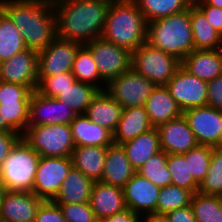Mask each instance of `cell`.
<instances>
[{
  "instance_id": "1",
  "label": "cell",
  "mask_w": 222,
  "mask_h": 222,
  "mask_svg": "<svg viewBox=\"0 0 222 222\" xmlns=\"http://www.w3.org/2000/svg\"><path fill=\"white\" fill-rule=\"evenodd\" d=\"M112 0H53L56 37L85 45L101 38Z\"/></svg>"
},
{
  "instance_id": "2",
  "label": "cell",
  "mask_w": 222,
  "mask_h": 222,
  "mask_svg": "<svg viewBox=\"0 0 222 222\" xmlns=\"http://www.w3.org/2000/svg\"><path fill=\"white\" fill-rule=\"evenodd\" d=\"M2 11L19 29L27 49H45L56 38L53 0H0Z\"/></svg>"
},
{
  "instance_id": "3",
  "label": "cell",
  "mask_w": 222,
  "mask_h": 222,
  "mask_svg": "<svg viewBox=\"0 0 222 222\" xmlns=\"http://www.w3.org/2000/svg\"><path fill=\"white\" fill-rule=\"evenodd\" d=\"M101 37L135 51L146 43L147 21L133 0H112Z\"/></svg>"
},
{
  "instance_id": "4",
  "label": "cell",
  "mask_w": 222,
  "mask_h": 222,
  "mask_svg": "<svg viewBox=\"0 0 222 222\" xmlns=\"http://www.w3.org/2000/svg\"><path fill=\"white\" fill-rule=\"evenodd\" d=\"M146 42L182 61L194 50L190 7L183 12L147 23Z\"/></svg>"
},
{
  "instance_id": "5",
  "label": "cell",
  "mask_w": 222,
  "mask_h": 222,
  "mask_svg": "<svg viewBox=\"0 0 222 222\" xmlns=\"http://www.w3.org/2000/svg\"><path fill=\"white\" fill-rule=\"evenodd\" d=\"M40 157L20 139L0 165V180L5 189L32 192Z\"/></svg>"
},
{
  "instance_id": "6",
  "label": "cell",
  "mask_w": 222,
  "mask_h": 222,
  "mask_svg": "<svg viewBox=\"0 0 222 222\" xmlns=\"http://www.w3.org/2000/svg\"><path fill=\"white\" fill-rule=\"evenodd\" d=\"M21 139L43 157H71L75 148L69 124L28 126Z\"/></svg>"
},
{
  "instance_id": "7",
  "label": "cell",
  "mask_w": 222,
  "mask_h": 222,
  "mask_svg": "<svg viewBox=\"0 0 222 222\" xmlns=\"http://www.w3.org/2000/svg\"><path fill=\"white\" fill-rule=\"evenodd\" d=\"M180 66L178 58L151 47L147 42L131 54V68L155 85H166Z\"/></svg>"
},
{
  "instance_id": "8",
  "label": "cell",
  "mask_w": 222,
  "mask_h": 222,
  "mask_svg": "<svg viewBox=\"0 0 222 222\" xmlns=\"http://www.w3.org/2000/svg\"><path fill=\"white\" fill-rule=\"evenodd\" d=\"M155 86L152 81L130 68L110 80L106 84L105 92L126 109L145 106Z\"/></svg>"
},
{
  "instance_id": "9",
  "label": "cell",
  "mask_w": 222,
  "mask_h": 222,
  "mask_svg": "<svg viewBox=\"0 0 222 222\" xmlns=\"http://www.w3.org/2000/svg\"><path fill=\"white\" fill-rule=\"evenodd\" d=\"M85 46L91 51L100 78L106 84L131 68L132 52L126 48L107 42L102 37Z\"/></svg>"
},
{
  "instance_id": "10",
  "label": "cell",
  "mask_w": 222,
  "mask_h": 222,
  "mask_svg": "<svg viewBox=\"0 0 222 222\" xmlns=\"http://www.w3.org/2000/svg\"><path fill=\"white\" fill-rule=\"evenodd\" d=\"M73 168L71 157H40L33 190L44 201L53 200L61 184Z\"/></svg>"
},
{
  "instance_id": "11",
  "label": "cell",
  "mask_w": 222,
  "mask_h": 222,
  "mask_svg": "<svg viewBox=\"0 0 222 222\" xmlns=\"http://www.w3.org/2000/svg\"><path fill=\"white\" fill-rule=\"evenodd\" d=\"M166 87L182 111L207 106L208 82L192 75L182 65Z\"/></svg>"
},
{
  "instance_id": "12",
  "label": "cell",
  "mask_w": 222,
  "mask_h": 222,
  "mask_svg": "<svg viewBox=\"0 0 222 222\" xmlns=\"http://www.w3.org/2000/svg\"><path fill=\"white\" fill-rule=\"evenodd\" d=\"M199 145L222 147V111L210 106L183 111Z\"/></svg>"
},
{
  "instance_id": "13",
  "label": "cell",
  "mask_w": 222,
  "mask_h": 222,
  "mask_svg": "<svg viewBox=\"0 0 222 222\" xmlns=\"http://www.w3.org/2000/svg\"><path fill=\"white\" fill-rule=\"evenodd\" d=\"M80 43L56 37L38 52V76H52L71 72Z\"/></svg>"
},
{
  "instance_id": "14",
  "label": "cell",
  "mask_w": 222,
  "mask_h": 222,
  "mask_svg": "<svg viewBox=\"0 0 222 222\" xmlns=\"http://www.w3.org/2000/svg\"><path fill=\"white\" fill-rule=\"evenodd\" d=\"M77 114L56 98L46 97L36 90L29 101L28 126L70 124Z\"/></svg>"
},
{
  "instance_id": "15",
  "label": "cell",
  "mask_w": 222,
  "mask_h": 222,
  "mask_svg": "<svg viewBox=\"0 0 222 222\" xmlns=\"http://www.w3.org/2000/svg\"><path fill=\"white\" fill-rule=\"evenodd\" d=\"M0 80L27 86L35 91L38 85V52L25 49L1 62Z\"/></svg>"
},
{
  "instance_id": "16",
  "label": "cell",
  "mask_w": 222,
  "mask_h": 222,
  "mask_svg": "<svg viewBox=\"0 0 222 222\" xmlns=\"http://www.w3.org/2000/svg\"><path fill=\"white\" fill-rule=\"evenodd\" d=\"M160 189L150 180L135 172L123 187L126 208L138 214L142 219L156 215Z\"/></svg>"
},
{
  "instance_id": "17",
  "label": "cell",
  "mask_w": 222,
  "mask_h": 222,
  "mask_svg": "<svg viewBox=\"0 0 222 222\" xmlns=\"http://www.w3.org/2000/svg\"><path fill=\"white\" fill-rule=\"evenodd\" d=\"M43 201L32 192L6 190L0 204V222H34Z\"/></svg>"
},
{
  "instance_id": "18",
  "label": "cell",
  "mask_w": 222,
  "mask_h": 222,
  "mask_svg": "<svg viewBox=\"0 0 222 222\" xmlns=\"http://www.w3.org/2000/svg\"><path fill=\"white\" fill-rule=\"evenodd\" d=\"M160 149L167 154H185L199 145L183 114L157 127Z\"/></svg>"
},
{
  "instance_id": "19",
  "label": "cell",
  "mask_w": 222,
  "mask_h": 222,
  "mask_svg": "<svg viewBox=\"0 0 222 222\" xmlns=\"http://www.w3.org/2000/svg\"><path fill=\"white\" fill-rule=\"evenodd\" d=\"M89 203L98 221L127 209L123 188L100 181H95Z\"/></svg>"
},
{
  "instance_id": "20",
  "label": "cell",
  "mask_w": 222,
  "mask_h": 222,
  "mask_svg": "<svg viewBox=\"0 0 222 222\" xmlns=\"http://www.w3.org/2000/svg\"><path fill=\"white\" fill-rule=\"evenodd\" d=\"M145 108L154 128L183 114L166 85H156L147 98Z\"/></svg>"
},
{
  "instance_id": "21",
  "label": "cell",
  "mask_w": 222,
  "mask_h": 222,
  "mask_svg": "<svg viewBox=\"0 0 222 222\" xmlns=\"http://www.w3.org/2000/svg\"><path fill=\"white\" fill-rule=\"evenodd\" d=\"M135 172L122 145L111 144L107 148L100 182L123 188Z\"/></svg>"
},
{
  "instance_id": "22",
  "label": "cell",
  "mask_w": 222,
  "mask_h": 222,
  "mask_svg": "<svg viewBox=\"0 0 222 222\" xmlns=\"http://www.w3.org/2000/svg\"><path fill=\"white\" fill-rule=\"evenodd\" d=\"M181 65L192 75L209 82L222 75V48L193 50L181 61Z\"/></svg>"
},
{
  "instance_id": "23",
  "label": "cell",
  "mask_w": 222,
  "mask_h": 222,
  "mask_svg": "<svg viewBox=\"0 0 222 222\" xmlns=\"http://www.w3.org/2000/svg\"><path fill=\"white\" fill-rule=\"evenodd\" d=\"M154 128L145 106L123 109L122 116L113 132V142L121 145Z\"/></svg>"
},
{
  "instance_id": "24",
  "label": "cell",
  "mask_w": 222,
  "mask_h": 222,
  "mask_svg": "<svg viewBox=\"0 0 222 222\" xmlns=\"http://www.w3.org/2000/svg\"><path fill=\"white\" fill-rule=\"evenodd\" d=\"M75 146H103L113 144V133L79 114L69 124Z\"/></svg>"
},
{
  "instance_id": "25",
  "label": "cell",
  "mask_w": 222,
  "mask_h": 222,
  "mask_svg": "<svg viewBox=\"0 0 222 222\" xmlns=\"http://www.w3.org/2000/svg\"><path fill=\"white\" fill-rule=\"evenodd\" d=\"M123 107L107 92L99 91L86 109L84 115L112 133L122 116Z\"/></svg>"
},
{
  "instance_id": "26",
  "label": "cell",
  "mask_w": 222,
  "mask_h": 222,
  "mask_svg": "<svg viewBox=\"0 0 222 222\" xmlns=\"http://www.w3.org/2000/svg\"><path fill=\"white\" fill-rule=\"evenodd\" d=\"M95 181L72 168L52 200L56 204L87 203L90 201Z\"/></svg>"
},
{
  "instance_id": "27",
  "label": "cell",
  "mask_w": 222,
  "mask_h": 222,
  "mask_svg": "<svg viewBox=\"0 0 222 222\" xmlns=\"http://www.w3.org/2000/svg\"><path fill=\"white\" fill-rule=\"evenodd\" d=\"M132 168L137 172L153 155L161 151L159 132L152 128L146 133L121 144Z\"/></svg>"
},
{
  "instance_id": "28",
  "label": "cell",
  "mask_w": 222,
  "mask_h": 222,
  "mask_svg": "<svg viewBox=\"0 0 222 222\" xmlns=\"http://www.w3.org/2000/svg\"><path fill=\"white\" fill-rule=\"evenodd\" d=\"M107 148L103 146H75L71 154L73 168L94 181H100Z\"/></svg>"
},
{
  "instance_id": "29",
  "label": "cell",
  "mask_w": 222,
  "mask_h": 222,
  "mask_svg": "<svg viewBox=\"0 0 222 222\" xmlns=\"http://www.w3.org/2000/svg\"><path fill=\"white\" fill-rule=\"evenodd\" d=\"M190 21L194 50L222 48V35L213 28L204 13L194 3L190 6Z\"/></svg>"
},
{
  "instance_id": "30",
  "label": "cell",
  "mask_w": 222,
  "mask_h": 222,
  "mask_svg": "<svg viewBox=\"0 0 222 222\" xmlns=\"http://www.w3.org/2000/svg\"><path fill=\"white\" fill-rule=\"evenodd\" d=\"M147 23L188 10L193 0H133Z\"/></svg>"
},
{
  "instance_id": "31",
  "label": "cell",
  "mask_w": 222,
  "mask_h": 222,
  "mask_svg": "<svg viewBox=\"0 0 222 222\" xmlns=\"http://www.w3.org/2000/svg\"><path fill=\"white\" fill-rule=\"evenodd\" d=\"M25 49L19 29L0 7V63Z\"/></svg>"
},
{
  "instance_id": "32",
  "label": "cell",
  "mask_w": 222,
  "mask_h": 222,
  "mask_svg": "<svg viewBox=\"0 0 222 222\" xmlns=\"http://www.w3.org/2000/svg\"><path fill=\"white\" fill-rule=\"evenodd\" d=\"M71 72L78 81L91 84L100 91L105 90L106 83L100 78L93 55L85 45L78 49Z\"/></svg>"
},
{
  "instance_id": "33",
  "label": "cell",
  "mask_w": 222,
  "mask_h": 222,
  "mask_svg": "<svg viewBox=\"0 0 222 222\" xmlns=\"http://www.w3.org/2000/svg\"><path fill=\"white\" fill-rule=\"evenodd\" d=\"M100 90L88 83L76 80L72 86L55 98L73 109L77 115L84 114L93 98Z\"/></svg>"
},
{
  "instance_id": "34",
  "label": "cell",
  "mask_w": 222,
  "mask_h": 222,
  "mask_svg": "<svg viewBox=\"0 0 222 222\" xmlns=\"http://www.w3.org/2000/svg\"><path fill=\"white\" fill-rule=\"evenodd\" d=\"M29 102L0 103L2 132L18 133L22 136L28 127Z\"/></svg>"
},
{
  "instance_id": "35",
  "label": "cell",
  "mask_w": 222,
  "mask_h": 222,
  "mask_svg": "<svg viewBox=\"0 0 222 222\" xmlns=\"http://www.w3.org/2000/svg\"><path fill=\"white\" fill-rule=\"evenodd\" d=\"M193 193L190 190L169 184L160 189L156 215H166L168 212L184 208L191 204Z\"/></svg>"
},
{
  "instance_id": "36",
  "label": "cell",
  "mask_w": 222,
  "mask_h": 222,
  "mask_svg": "<svg viewBox=\"0 0 222 222\" xmlns=\"http://www.w3.org/2000/svg\"><path fill=\"white\" fill-rule=\"evenodd\" d=\"M190 205L197 222H222V202L219 195L196 192Z\"/></svg>"
},
{
  "instance_id": "37",
  "label": "cell",
  "mask_w": 222,
  "mask_h": 222,
  "mask_svg": "<svg viewBox=\"0 0 222 222\" xmlns=\"http://www.w3.org/2000/svg\"><path fill=\"white\" fill-rule=\"evenodd\" d=\"M168 154L161 150L153 155L137 173L150 180L159 188H163L171 184V174L167 165Z\"/></svg>"
},
{
  "instance_id": "38",
  "label": "cell",
  "mask_w": 222,
  "mask_h": 222,
  "mask_svg": "<svg viewBox=\"0 0 222 222\" xmlns=\"http://www.w3.org/2000/svg\"><path fill=\"white\" fill-rule=\"evenodd\" d=\"M167 165L171 174V184L190 190L193 194L199 191V185L189 174L184 154H168Z\"/></svg>"
},
{
  "instance_id": "39",
  "label": "cell",
  "mask_w": 222,
  "mask_h": 222,
  "mask_svg": "<svg viewBox=\"0 0 222 222\" xmlns=\"http://www.w3.org/2000/svg\"><path fill=\"white\" fill-rule=\"evenodd\" d=\"M211 154L212 147L207 145H198L184 154L185 160L188 162L189 174L199 186L208 173Z\"/></svg>"
},
{
  "instance_id": "40",
  "label": "cell",
  "mask_w": 222,
  "mask_h": 222,
  "mask_svg": "<svg viewBox=\"0 0 222 222\" xmlns=\"http://www.w3.org/2000/svg\"><path fill=\"white\" fill-rule=\"evenodd\" d=\"M198 192L204 195H222V147H212L208 173Z\"/></svg>"
},
{
  "instance_id": "41",
  "label": "cell",
  "mask_w": 222,
  "mask_h": 222,
  "mask_svg": "<svg viewBox=\"0 0 222 222\" xmlns=\"http://www.w3.org/2000/svg\"><path fill=\"white\" fill-rule=\"evenodd\" d=\"M76 80L72 72L52 76H38L36 91L46 97L55 98L68 87L72 86Z\"/></svg>"
},
{
  "instance_id": "42",
  "label": "cell",
  "mask_w": 222,
  "mask_h": 222,
  "mask_svg": "<svg viewBox=\"0 0 222 222\" xmlns=\"http://www.w3.org/2000/svg\"><path fill=\"white\" fill-rule=\"evenodd\" d=\"M67 222H97L90 203L59 204Z\"/></svg>"
},
{
  "instance_id": "43",
  "label": "cell",
  "mask_w": 222,
  "mask_h": 222,
  "mask_svg": "<svg viewBox=\"0 0 222 222\" xmlns=\"http://www.w3.org/2000/svg\"><path fill=\"white\" fill-rule=\"evenodd\" d=\"M32 92L27 86L0 80V103L29 102Z\"/></svg>"
},
{
  "instance_id": "44",
  "label": "cell",
  "mask_w": 222,
  "mask_h": 222,
  "mask_svg": "<svg viewBox=\"0 0 222 222\" xmlns=\"http://www.w3.org/2000/svg\"><path fill=\"white\" fill-rule=\"evenodd\" d=\"M34 222H67L59 204L43 201L37 210Z\"/></svg>"
},
{
  "instance_id": "45",
  "label": "cell",
  "mask_w": 222,
  "mask_h": 222,
  "mask_svg": "<svg viewBox=\"0 0 222 222\" xmlns=\"http://www.w3.org/2000/svg\"><path fill=\"white\" fill-rule=\"evenodd\" d=\"M193 3L204 13L208 22L222 35V9L205 4L202 0Z\"/></svg>"
},
{
  "instance_id": "46",
  "label": "cell",
  "mask_w": 222,
  "mask_h": 222,
  "mask_svg": "<svg viewBox=\"0 0 222 222\" xmlns=\"http://www.w3.org/2000/svg\"><path fill=\"white\" fill-rule=\"evenodd\" d=\"M207 106L222 111V75L208 82Z\"/></svg>"
},
{
  "instance_id": "47",
  "label": "cell",
  "mask_w": 222,
  "mask_h": 222,
  "mask_svg": "<svg viewBox=\"0 0 222 222\" xmlns=\"http://www.w3.org/2000/svg\"><path fill=\"white\" fill-rule=\"evenodd\" d=\"M20 139L21 135L18 133L0 132V165Z\"/></svg>"
},
{
  "instance_id": "48",
  "label": "cell",
  "mask_w": 222,
  "mask_h": 222,
  "mask_svg": "<svg viewBox=\"0 0 222 222\" xmlns=\"http://www.w3.org/2000/svg\"><path fill=\"white\" fill-rule=\"evenodd\" d=\"M164 216L170 222H197L191 205L170 211Z\"/></svg>"
},
{
  "instance_id": "49",
  "label": "cell",
  "mask_w": 222,
  "mask_h": 222,
  "mask_svg": "<svg viewBox=\"0 0 222 222\" xmlns=\"http://www.w3.org/2000/svg\"><path fill=\"white\" fill-rule=\"evenodd\" d=\"M143 219L130 209H125L120 213L104 218L101 222H142Z\"/></svg>"
},
{
  "instance_id": "50",
  "label": "cell",
  "mask_w": 222,
  "mask_h": 222,
  "mask_svg": "<svg viewBox=\"0 0 222 222\" xmlns=\"http://www.w3.org/2000/svg\"><path fill=\"white\" fill-rule=\"evenodd\" d=\"M142 222H170L164 215H150L143 218Z\"/></svg>"
},
{
  "instance_id": "51",
  "label": "cell",
  "mask_w": 222,
  "mask_h": 222,
  "mask_svg": "<svg viewBox=\"0 0 222 222\" xmlns=\"http://www.w3.org/2000/svg\"><path fill=\"white\" fill-rule=\"evenodd\" d=\"M205 4L222 9V0H202Z\"/></svg>"
},
{
  "instance_id": "52",
  "label": "cell",
  "mask_w": 222,
  "mask_h": 222,
  "mask_svg": "<svg viewBox=\"0 0 222 222\" xmlns=\"http://www.w3.org/2000/svg\"><path fill=\"white\" fill-rule=\"evenodd\" d=\"M5 191H6L5 186L3 185V182L0 180V204H1Z\"/></svg>"
},
{
  "instance_id": "53",
  "label": "cell",
  "mask_w": 222,
  "mask_h": 222,
  "mask_svg": "<svg viewBox=\"0 0 222 222\" xmlns=\"http://www.w3.org/2000/svg\"><path fill=\"white\" fill-rule=\"evenodd\" d=\"M0 132H2V119L0 117Z\"/></svg>"
}]
</instances>
